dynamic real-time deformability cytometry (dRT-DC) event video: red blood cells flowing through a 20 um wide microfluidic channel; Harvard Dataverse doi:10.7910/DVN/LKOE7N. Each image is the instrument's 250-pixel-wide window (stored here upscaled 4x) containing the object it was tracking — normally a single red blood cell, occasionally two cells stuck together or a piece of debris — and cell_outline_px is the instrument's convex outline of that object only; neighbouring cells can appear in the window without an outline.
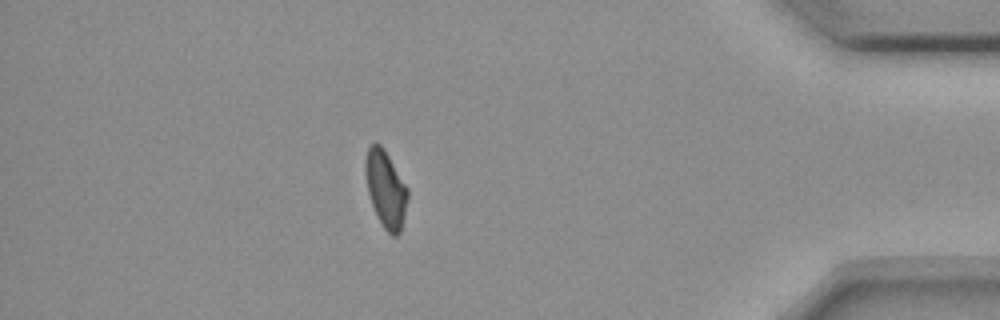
{"species": "common noctule bat (a hibernating species)", "species_latin": "Nyctalus noctula", "temperature_condition": "room temperature", "stored_images_in_passage": 41, "segment_of_instrument_passage": [2, 2], "camera_frame_rate_fps": 3000, "um_per_image_px": 0.085, "animal": {"sex": "female", "body_mass_g": 18.4}, "frame": {"image": 1, "passage_image": 41, "time_ms": 13.333, "image_size_px": [1000, 320], "cell_outline_px": [[408, 196], [400, 232], [396, 236], [392, 236], [384, 228], [372, 204], [368, 192], [364, 172], [364, 160], [368, 148], [376, 140], [384, 148], [408, 188]], "centroid_in_image_um": [32.77, 16.01], "position_along_channel_um": 402.4, "area_um2": 18.84}}